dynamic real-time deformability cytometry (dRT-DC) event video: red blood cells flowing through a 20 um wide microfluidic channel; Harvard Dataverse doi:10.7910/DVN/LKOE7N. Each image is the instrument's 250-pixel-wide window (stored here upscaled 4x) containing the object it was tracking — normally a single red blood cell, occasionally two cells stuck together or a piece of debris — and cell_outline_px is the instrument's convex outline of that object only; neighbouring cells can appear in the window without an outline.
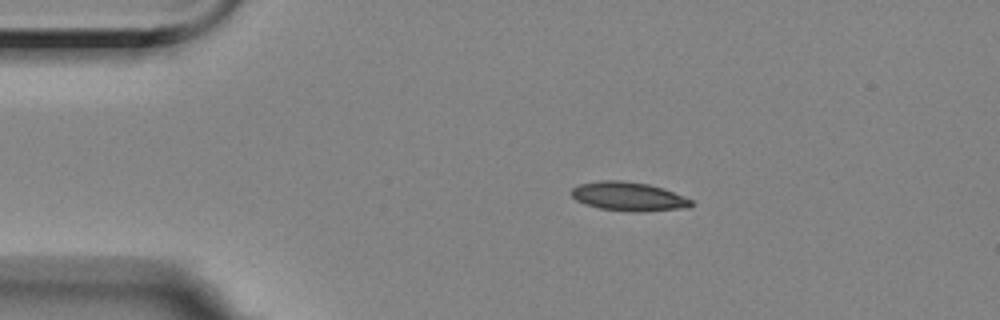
{"species": "Egyptian fruit bat (a non-hibernating species)", "species_latin": "Rousettus aegyptiacus", "temperature_condition": "room temperature", "stored_images_in_passage": 47, "camera_frame_rate_fps": 3000, "um_per_image_px": 0.085, "animal": {"sex": "female"}, "frame": {"image": 1, "passage_image": 1, "time_ms": 0.0, "image_size_px": [1000, 320], "cell_outline_px": [[692, 204], [688, 208], [640, 212], [632, 212], [600, 208], [584, 204], [576, 200], [568, 192], [572, 188], [580, 184], [600, 180], [620, 180], [648, 184], [664, 188], [692, 200]], "centroid_in_image_um": [53.4, 16.7], "position_along_channel_um": 31.6, "area_um2": 20.29}}
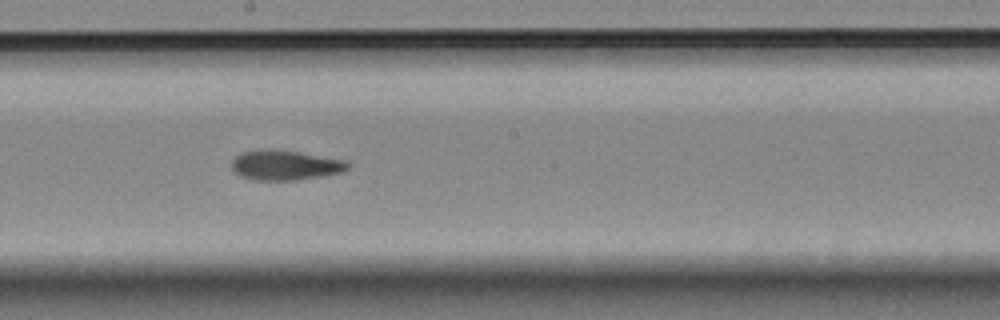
{"frame": {"image": 2, "passage_image": 21, "time_ms": 6.667, "image_size_px": [1000, 320], "cell_outline_px": [[352, 164], [344, 172], [296, 180], [252, 180], [240, 176], [232, 168], [232, 160], [236, 156], [244, 152], [256, 148], [268, 148], [300, 152], [348, 160]], "centroid_in_image_um": [24.27, 14.02], "position_along_channel_um": 223.9, "area_um2": 20.58}}
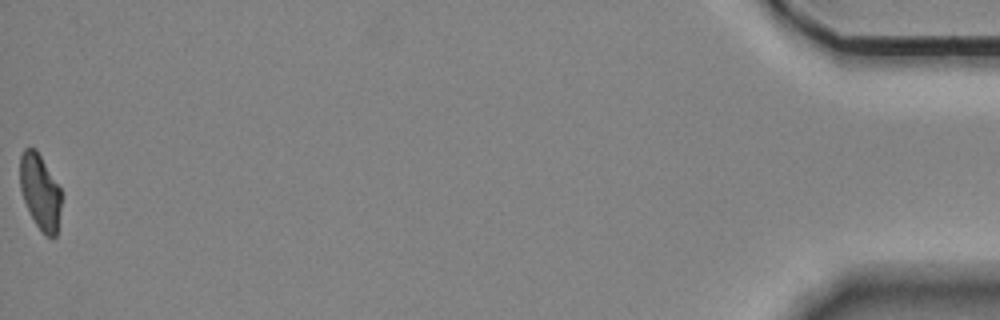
{"frame": {"image": 3, "passage_image": 47, "time_ms": 15.333, "image_size_px": [1000, 320], "cell_outline_px": [[60, 208], [56, 236], [44, 236], [36, 224], [24, 200], [20, 188], [20, 156], [24, 148], [36, 148], [60, 188]], "centroid_in_image_um": [3.39, 16.28], "position_along_channel_um": 431.8, "area_um2": 17.8}, "authors_computed_cell_mechanics": {"area_um2": 19.9988, "velocity_mm_per_s": 3.53, "shape_relaxation_time_tau1_ms": 6.7313, "shape_relaxation_time_tau2_ms": 1.9998, "deformation_change_tau1": 0.1779, "deformation_change_tau2": 0.0815}}